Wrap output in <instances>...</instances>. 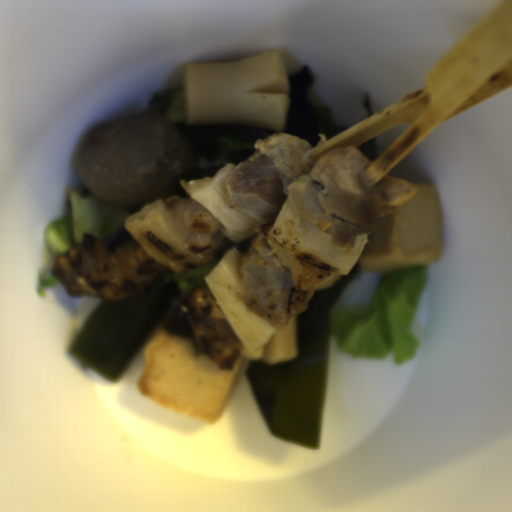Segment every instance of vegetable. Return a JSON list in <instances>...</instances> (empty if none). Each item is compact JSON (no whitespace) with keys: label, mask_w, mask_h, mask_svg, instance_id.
Returning a JSON list of instances; mask_svg holds the SVG:
<instances>
[{"label":"vegetable","mask_w":512,"mask_h":512,"mask_svg":"<svg viewBox=\"0 0 512 512\" xmlns=\"http://www.w3.org/2000/svg\"><path fill=\"white\" fill-rule=\"evenodd\" d=\"M311 107L318 113L319 117V141L324 142L341 132L343 128L334 121L329 109L317 105H311Z\"/></svg>","instance_id":"8f987158"},{"label":"vegetable","mask_w":512,"mask_h":512,"mask_svg":"<svg viewBox=\"0 0 512 512\" xmlns=\"http://www.w3.org/2000/svg\"><path fill=\"white\" fill-rule=\"evenodd\" d=\"M60 283L57 278L53 275V277L42 278L40 273L38 275V283L36 287V294L38 297H44L45 292L52 289L56 284Z\"/></svg>","instance_id":"a930682d"},{"label":"vegetable","mask_w":512,"mask_h":512,"mask_svg":"<svg viewBox=\"0 0 512 512\" xmlns=\"http://www.w3.org/2000/svg\"><path fill=\"white\" fill-rule=\"evenodd\" d=\"M141 210H124L109 206L92 195L85 183L67 189L66 209L45 228L44 241L55 259L83 242L85 234L107 239L125 231L127 218Z\"/></svg>","instance_id":"f7b5029e"},{"label":"vegetable","mask_w":512,"mask_h":512,"mask_svg":"<svg viewBox=\"0 0 512 512\" xmlns=\"http://www.w3.org/2000/svg\"><path fill=\"white\" fill-rule=\"evenodd\" d=\"M269 236L307 261L339 276L348 275L369 243L368 234L356 237L350 252L333 246L326 232L309 223L289 204L275 214Z\"/></svg>","instance_id":"96ceb2fe"},{"label":"vegetable","mask_w":512,"mask_h":512,"mask_svg":"<svg viewBox=\"0 0 512 512\" xmlns=\"http://www.w3.org/2000/svg\"><path fill=\"white\" fill-rule=\"evenodd\" d=\"M236 165L226 164L213 177H204L192 181H182L180 186L187 194L217 218L221 233L226 241L242 243L256 235L260 228L268 224L271 217L264 222H256L229 205L227 201L226 182Z\"/></svg>","instance_id":"6e5ebb59"},{"label":"vegetable","mask_w":512,"mask_h":512,"mask_svg":"<svg viewBox=\"0 0 512 512\" xmlns=\"http://www.w3.org/2000/svg\"><path fill=\"white\" fill-rule=\"evenodd\" d=\"M165 201L158 199L126 218L124 231L173 272L183 273L213 262L215 256H202L183 248L181 241L169 229Z\"/></svg>","instance_id":"8f37a823"},{"label":"vegetable","mask_w":512,"mask_h":512,"mask_svg":"<svg viewBox=\"0 0 512 512\" xmlns=\"http://www.w3.org/2000/svg\"><path fill=\"white\" fill-rule=\"evenodd\" d=\"M429 265L385 273L368 309L347 313L335 303L329 313L328 335L339 352L355 358L403 365L415 358L418 341L411 325L428 282Z\"/></svg>","instance_id":"add77e79"},{"label":"vegetable","mask_w":512,"mask_h":512,"mask_svg":"<svg viewBox=\"0 0 512 512\" xmlns=\"http://www.w3.org/2000/svg\"><path fill=\"white\" fill-rule=\"evenodd\" d=\"M218 263L210 262L205 265L194 267L184 272H172L168 274L172 282L185 299L196 286H207L206 277Z\"/></svg>","instance_id":"b0100df1"},{"label":"vegetable","mask_w":512,"mask_h":512,"mask_svg":"<svg viewBox=\"0 0 512 512\" xmlns=\"http://www.w3.org/2000/svg\"><path fill=\"white\" fill-rule=\"evenodd\" d=\"M146 115L161 116L184 131L193 142L195 153L225 159L236 167L250 159L261 138H268L275 130L245 125L188 126L185 119L183 87H175L152 95Z\"/></svg>","instance_id":"ea0f7189"},{"label":"vegetable","mask_w":512,"mask_h":512,"mask_svg":"<svg viewBox=\"0 0 512 512\" xmlns=\"http://www.w3.org/2000/svg\"><path fill=\"white\" fill-rule=\"evenodd\" d=\"M244 254L235 248L229 250L208 273L204 283L242 348L254 351L264 347L278 329L252 312L239 298V267Z\"/></svg>","instance_id":"f1789d4c"}]
</instances>
